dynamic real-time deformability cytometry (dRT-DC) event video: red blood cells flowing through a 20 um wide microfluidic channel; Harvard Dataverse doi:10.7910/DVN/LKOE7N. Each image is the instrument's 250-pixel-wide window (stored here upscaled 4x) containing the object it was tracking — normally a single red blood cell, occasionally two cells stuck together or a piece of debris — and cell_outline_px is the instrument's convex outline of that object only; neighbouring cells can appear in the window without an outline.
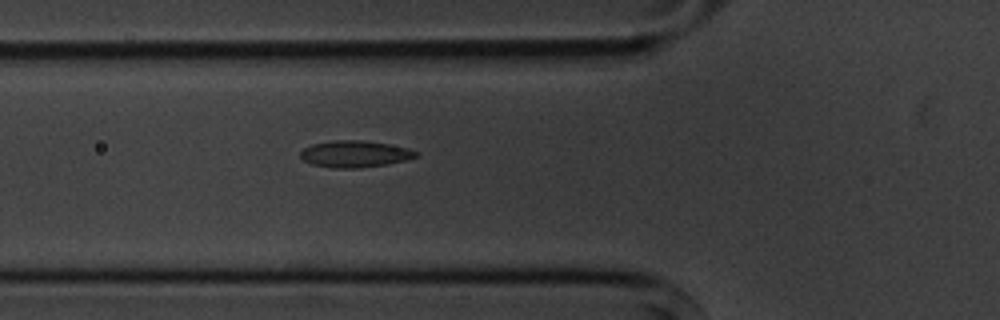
{"species": "common noctule bat (a hibernating species)", "species_latin": "Nyctalus noctula", "temperature_condition": "cold", "stored_images_in_passage": 5, "camera_frame_rate_fps": 3000, "um_per_image_px": 0.085, "animal": {"sex": "male", "body_mass_g": 20.1, "forearm_length_mm": 53.5}, "frame": {"image": 1, "passage_image": 5, "time_ms": 4.667, "image_size_px": [1000, 320], "cell_outline_px": [[420, 152], [416, 156], [404, 160], [388, 164], [360, 168], [332, 168], [312, 164], [304, 160], [300, 156], [300, 152], [304, 148], [312, 144], [332, 140], [360, 140], [388, 144], [408, 148]], "centroid_in_image_um": [30.15, 13.09], "position_along_channel_um": 95.7, "area_um2": 17.92}}